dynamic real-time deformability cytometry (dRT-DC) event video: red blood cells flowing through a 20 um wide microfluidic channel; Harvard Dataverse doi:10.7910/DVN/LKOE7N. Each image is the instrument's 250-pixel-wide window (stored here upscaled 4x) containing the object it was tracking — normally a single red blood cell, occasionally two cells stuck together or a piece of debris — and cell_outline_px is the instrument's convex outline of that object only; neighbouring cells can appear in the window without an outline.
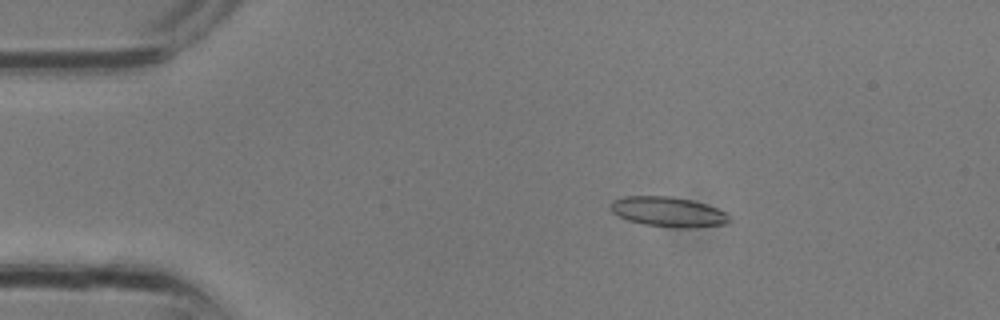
{"species": "common noctule bat (a hibernating species)", "species_latin": "Nyctalus noctula", "temperature_condition": "room temperature", "stored_images_in_passage": 25, "camera_frame_rate_fps": 3000, "um_per_image_px": 0.085, "animal": {"sex": "male", "body_mass_g": 13.3}, "frame": {"image": 1, "passage_image": 5, "time_ms": 1.333, "image_size_px": [1000, 320], "cell_outline_px": [[732, 220], [724, 224], [692, 228], [684, 228], [644, 224], [628, 220], [612, 212], [608, 208], [612, 200], [624, 196], [672, 196], [692, 200], [716, 208], [724, 212]], "centroid_in_image_um": [56.76, 17.99], "position_along_channel_um": 28.2, "area_um2": 20.63}}
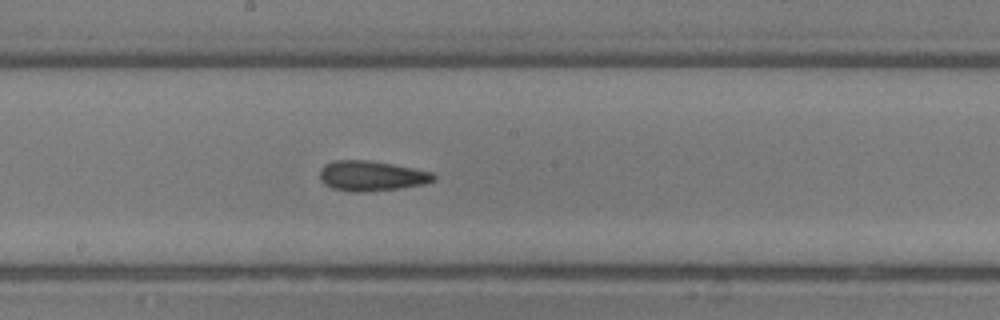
{"frame": {"image": 2, "passage_image": 16, "time_ms": 5.0, "image_size_px": [1000, 320], "cell_outline_px": [[436, 180], [424, 184], [400, 188], [364, 192], [348, 192], [332, 188], [324, 184], [320, 180], [320, 168], [324, 164], [332, 160], [368, 160], [392, 164], [432, 172], [436, 176]], "centroid_in_image_um": [31.54, 14.95], "position_along_channel_um": 216.7, "area_um2": 20.17}}
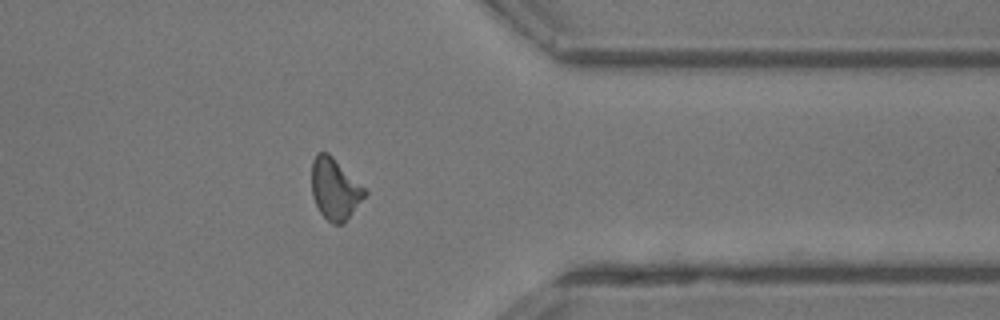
{"frame": {"image": 3, "passage_image": 24, "time_ms": 7.667, "image_size_px": [1000, 320], "cell_outline_px": [[368, 192], [344, 224], [332, 224], [320, 212], [312, 196], [312, 160], [316, 152], [328, 152]], "centroid_in_image_um": [28.45, 16.06], "position_along_channel_um": 383.0, "area_um2": 18.79}}